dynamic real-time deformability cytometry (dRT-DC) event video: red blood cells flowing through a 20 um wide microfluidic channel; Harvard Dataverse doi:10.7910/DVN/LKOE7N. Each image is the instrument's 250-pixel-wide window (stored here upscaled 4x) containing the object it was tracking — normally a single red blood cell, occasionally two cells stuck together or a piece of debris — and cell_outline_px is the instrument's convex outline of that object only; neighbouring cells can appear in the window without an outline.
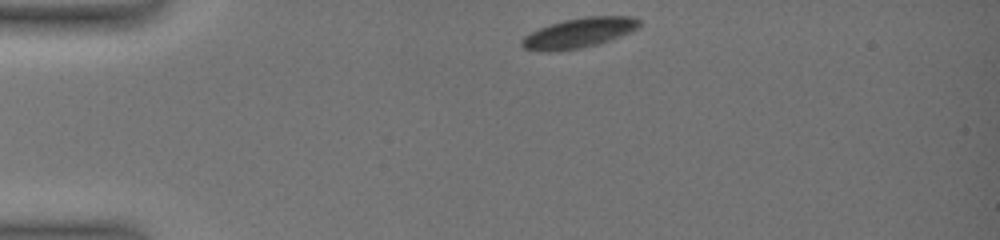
{"species": "common noctule bat (a hibernating species)", "species_latin": "Nyctalus noctula", "temperature_condition": "warm", "stored_images_in_passage": 35, "camera_frame_rate_fps": 3000, "um_per_image_px": 0.085, "animal": {"sex": "female", "body_mass_g": 19.0, "forearm_length_mm": 51.5}, "frame": {"image": 1, "passage_image": 1, "time_ms": 0.0, "image_size_px": [1000, 240], "cell_outline_px": [[640, 24], [636, 28], [620, 36], [600, 44], [580, 48], [552, 52], [540, 52], [524, 48], [520, 44], [520, 40], [524, 36], [540, 28], [564, 20], [584, 16], [632, 16], [640, 20]], "centroid_in_image_um": [49.18, 2.81], "position_along_channel_um": 35.8, "area_um2": 20.46}}
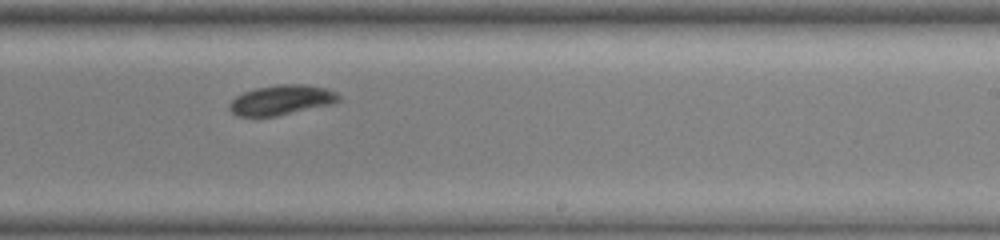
{"frame": {"image": 2, "passage_image": 21, "time_ms": 8.0, "image_size_px": [1000, 240], "cell_outline_px": [[340, 100], [336, 104], [276, 116], [236, 116], [228, 108], [228, 104], [236, 96], [244, 92], [256, 88], [276, 84], [304, 84], [324, 88], [336, 92], [340, 96]], "centroid_in_image_um": [23.94, 8.5], "position_along_channel_um": 265.1, "area_um2": 19.25}}
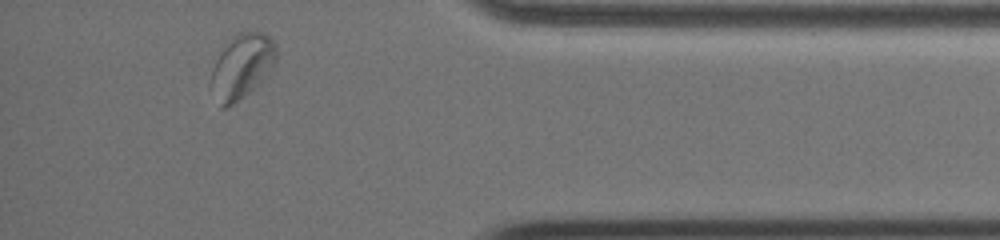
{"frame": {"image": 3, "passage_image": 35, "time_ms": 12.667, "image_size_px": [1000, 240], "cell_outline_px": [[276, 60], [268, 76], [260, 84], [244, 96], [232, 104], [224, 108], [208, 84], [212, 68], [216, 60], [232, 36], [240, 32], [264, 32], [276, 44]], "centroid_in_image_um": [20.58, 5.62], "position_along_channel_um": 414.6, "area_um2": 24.45}, "authors_computed_cell_mechanics": {"area_um2": 20.0566, "velocity_mm_per_s": 3.5255, "shape_relaxation_time_tau1_ms": 4.6456, "shape_relaxation_time_tau2_ms": 4.0255, "deformation_change_tau1": 0.0869, "deformation_change_tau2": 0.048}}